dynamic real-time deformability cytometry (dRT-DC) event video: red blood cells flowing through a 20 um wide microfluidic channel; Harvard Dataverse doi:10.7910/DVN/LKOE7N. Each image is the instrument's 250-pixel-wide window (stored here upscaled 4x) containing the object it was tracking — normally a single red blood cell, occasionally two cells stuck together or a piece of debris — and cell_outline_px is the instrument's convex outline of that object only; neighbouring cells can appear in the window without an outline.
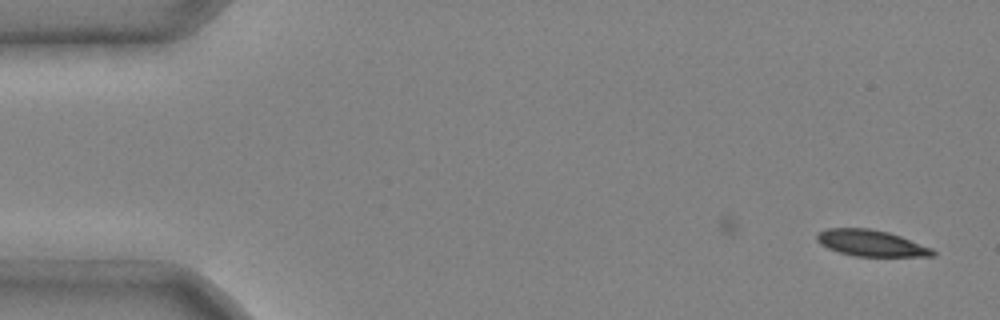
{"species": "common noctule bat (a hibernating species)", "species_latin": "Nyctalus noctula", "temperature_condition": "cold", "stored_images_in_passage": 2, "camera_frame_rate_fps": 3000, "um_per_image_px": 0.085, "animal": {"sex": "male", "body_mass_g": 20.4}, "frame": {"image": 1, "passage_image": 2, "time_ms": 0.333, "image_size_px": [1000, 320], "cell_outline_px": [[936, 256], [856, 256], [840, 252], [828, 248], [820, 244], [816, 240], [816, 236], [820, 232], [828, 228], [868, 228], [888, 232], [900, 236], [932, 248], [936, 252]], "centroid_in_image_um": [74.05, 20.66], "position_along_channel_um": 11.0, "area_um2": 17.57}}